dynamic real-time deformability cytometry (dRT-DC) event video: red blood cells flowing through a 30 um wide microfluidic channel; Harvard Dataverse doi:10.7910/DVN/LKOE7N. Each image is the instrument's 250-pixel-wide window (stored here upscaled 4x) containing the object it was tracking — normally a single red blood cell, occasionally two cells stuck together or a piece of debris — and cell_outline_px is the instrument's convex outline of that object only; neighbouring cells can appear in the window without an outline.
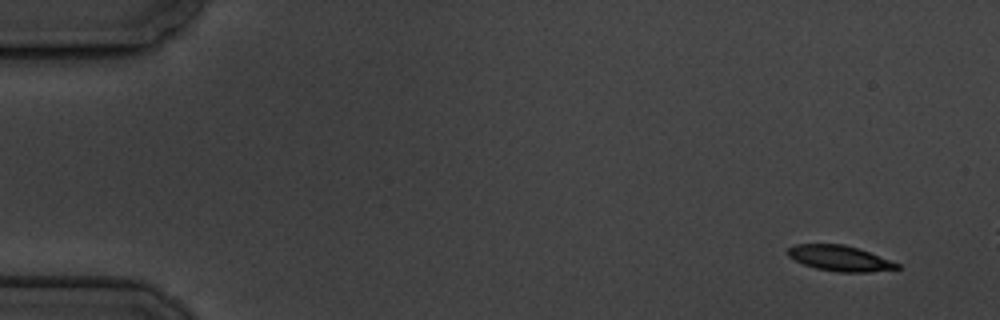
{"species": "common noctule bat (a hibernating species)", "species_latin": "Nyctalus noctula", "temperature_condition": "cold", "stored_images_in_passage": 4, "camera_frame_rate_fps": 3000, "um_per_image_px": 0.085, "animal": {"sex": "male", "body_mass_g": 19.5, "forearm_length_mm": 54.6}, "frame": {"image": 1, "passage_image": 1, "time_ms": 0.0, "image_size_px": [1000, 320], "cell_outline_px": [[900, 268], [868, 272], [840, 272], [816, 268], [804, 264], [788, 256], [788, 248], [796, 244], [844, 244], [868, 252], [900, 264]], "centroid_in_image_um": [71.37, 21.95], "position_along_channel_um": 13.6, "area_um2": 15.9}}